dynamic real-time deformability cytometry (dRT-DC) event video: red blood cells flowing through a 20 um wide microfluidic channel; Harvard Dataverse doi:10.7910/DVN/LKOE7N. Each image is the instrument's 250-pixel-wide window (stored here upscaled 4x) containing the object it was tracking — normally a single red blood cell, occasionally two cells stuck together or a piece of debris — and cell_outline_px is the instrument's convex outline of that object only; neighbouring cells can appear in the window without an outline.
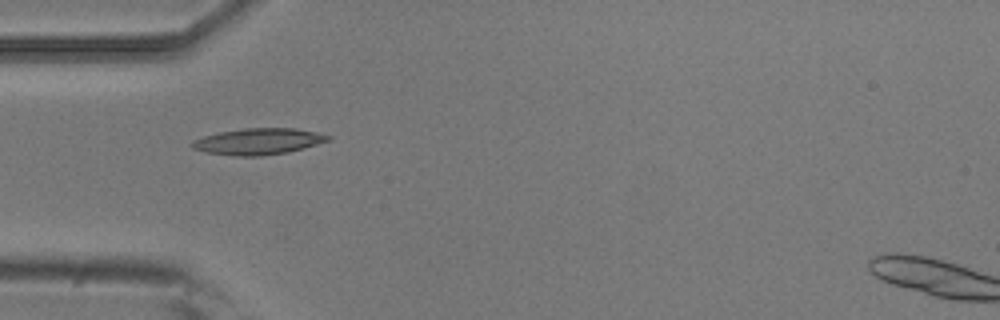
{"species": "common noctule bat (a hibernating species)", "species_latin": "Nyctalus noctula", "temperature_condition": "room temperature", "stored_images_in_passage": 5, "camera_frame_rate_fps": 3000, "um_per_image_px": 0.085, "animal": {"sex": "male", "body_mass_g": 20.5, "forearm_length_mm": 52.5}, "frame": {"image": 1, "passage_image": 4, "time_ms": 1.0, "image_size_px": [1000, 320], "cell_outline_px": [[332, 140], [304, 148], [288, 152], [260, 156], [236, 156], [208, 152], [192, 148], [188, 144], [192, 140], [204, 136], [220, 132], [244, 128], [296, 128], [316, 132], [332, 136]], "centroid_in_image_um": [21.98, 12.02], "position_along_channel_um": 63.0, "area_um2": 20.92}}